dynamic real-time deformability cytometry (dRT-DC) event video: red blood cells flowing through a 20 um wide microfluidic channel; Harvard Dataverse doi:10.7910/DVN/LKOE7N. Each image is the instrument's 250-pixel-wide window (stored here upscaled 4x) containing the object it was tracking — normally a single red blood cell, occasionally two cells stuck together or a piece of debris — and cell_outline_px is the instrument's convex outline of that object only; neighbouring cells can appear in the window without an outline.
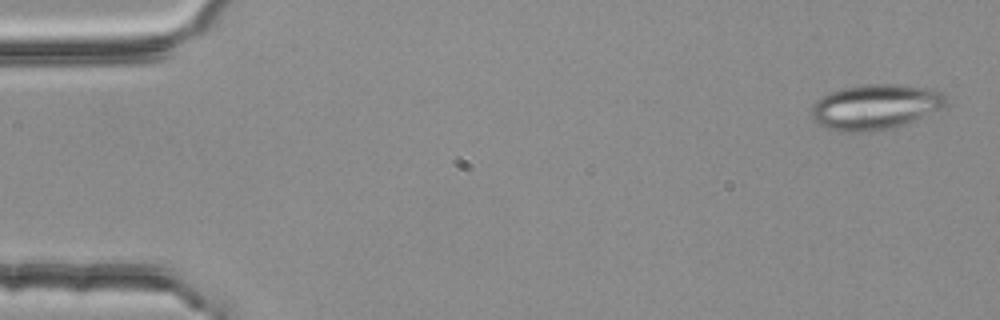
{"species": "common noctule bat (a hibernating species)", "species_latin": "Nyctalus noctula", "temperature_condition": "room temperature", "stored_images_in_passage": 5, "camera_frame_rate_fps": 3000, "um_per_image_px": 0.085, "animal": {"sex": "female", "body_mass_g": 25.1}, "frame": {"image": 1, "passage_image": 1, "time_ms": 0.0, "image_size_px": [1000, 320], "cell_outline_px": [[948, 104], [944, 108], [904, 124], [872, 132], [840, 132], [828, 128], [812, 120], [812, 108], [816, 100], [832, 92], [848, 88], [868, 84], [908, 84], [936, 88], [944, 92]], "centroid_in_image_um": [74.49, 9.07], "position_along_channel_um": 10.5, "area_um2": 35.66}}
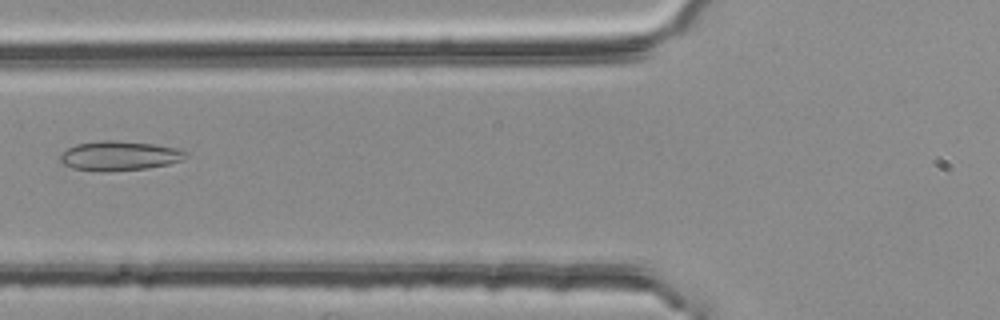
{"frame": {"image": 2, "passage_image": 5, "time_ms": 1.333, "image_size_px": [1000, 320], "cell_outline_px": [[188, 156], [184, 160], [168, 164], [148, 168], [72, 168], [64, 164], [60, 160], [60, 156], [68, 148], [76, 144], [104, 140], [116, 140], [152, 144], [176, 148], [188, 152]], "centroid_in_image_um": [10.23, 13.18], "position_along_channel_um": 115.6, "area_um2": 20.46}}